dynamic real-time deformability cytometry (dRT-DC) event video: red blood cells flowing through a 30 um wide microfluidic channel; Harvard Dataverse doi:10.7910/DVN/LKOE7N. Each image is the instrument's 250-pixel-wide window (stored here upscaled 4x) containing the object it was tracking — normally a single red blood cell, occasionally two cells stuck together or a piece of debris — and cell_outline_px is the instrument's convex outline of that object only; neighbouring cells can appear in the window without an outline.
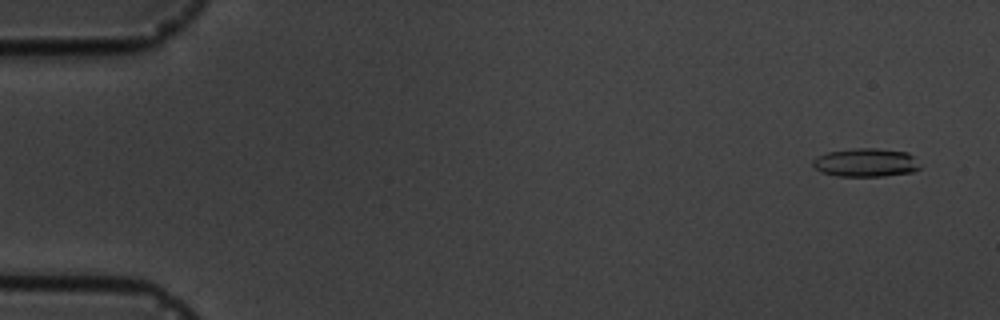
{"species": "common noctule bat (a hibernating species)", "species_latin": "Nyctalus noctula", "temperature_condition": "cold", "stored_images_in_passage": 3, "camera_frame_rate_fps": 3000, "um_per_image_px": 0.085, "animal": {"sex": "male", "body_mass_g": 19.5, "forearm_length_mm": 54.6}, "frame": {"image": 1, "passage_image": 1, "time_ms": 0.0, "image_size_px": [1000, 320], "cell_outline_px": [[920, 168], [912, 172], [884, 176], [836, 176], [820, 172], [812, 164], [812, 160], [816, 156], [828, 152], [852, 148], [876, 148], [908, 152], [912, 156]], "centroid_in_image_um": [73.54, 13.81], "position_along_channel_um": 11.5, "area_um2": 17.8}}